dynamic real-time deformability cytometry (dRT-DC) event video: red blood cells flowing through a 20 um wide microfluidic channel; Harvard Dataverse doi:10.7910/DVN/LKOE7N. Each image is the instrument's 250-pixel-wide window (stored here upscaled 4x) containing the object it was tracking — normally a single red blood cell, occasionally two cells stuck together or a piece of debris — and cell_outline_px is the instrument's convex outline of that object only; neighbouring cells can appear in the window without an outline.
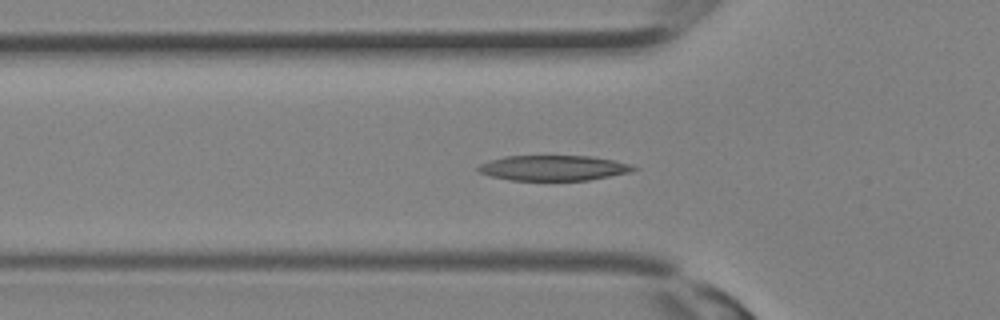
{"species": "Egyptian fruit bat (a non-hibernating species)", "species_latin": "Rousettus aegyptiacus", "temperature_condition": "room temperature", "stored_images_in_passage": 11, "camera_frame_rate_fps": 3000, "um_per_image_px": 0.085, "animal": {"sex": "female"}, "frame": {"image": 1, "passage_image": 10, "time_ms": 3.0, "image_size_px": [1000, 320], "cell_outline_px": [[640, 168], [628, 172], [588, 180], [512, 180], [492, 176], [480, 172], [476, 168], [480, 164], [504, 156], [592, 156], [632, 164]], "centroid_in_image_um": [47.06, 14.27], "position_along_channel_um": 78.7, "area_um2": 22.6}}